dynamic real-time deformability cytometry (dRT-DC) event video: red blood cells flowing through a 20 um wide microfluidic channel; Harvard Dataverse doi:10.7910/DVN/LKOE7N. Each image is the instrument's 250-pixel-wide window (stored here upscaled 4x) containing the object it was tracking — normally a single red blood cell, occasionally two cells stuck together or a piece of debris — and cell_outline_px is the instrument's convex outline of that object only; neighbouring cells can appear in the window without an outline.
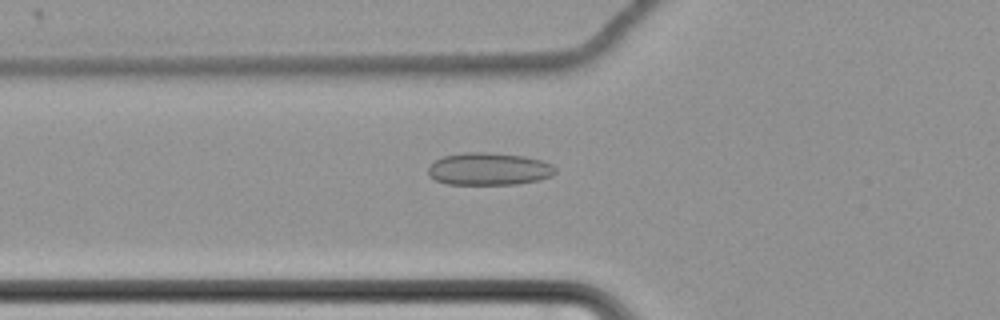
{"species": "common noctule bat (a hibernating species)", "species_latin": "Nyctalus noctula", "temperature_condition": "cold", "stored_images_in_passage": 61, "camera_frame_rate_fps": 3000, "um_per_image_px": 0.085, "animal": {"sex": "female", "body_mass_g": 22.7, "forearm_length_mm": 54.2}, "frame": {"image": 1, "passage_image": 23, "time_ms": 7.333, "image_size_px": [1000, 320], "cell_outline_px": [[556, 172], [552, 176], [540, 180], [516, 184], [448, 184], [436, 180], [428, 176], [428, 168], [436, 160], [444, 156], [464, 152], [488, 152], [524, 156], [540, 160], [552, 164], [556, 168]], "centroid_in_image_um": [41.58, 14.36], "position_along_channel_um": 84.2, "area_um2": 24.1}}
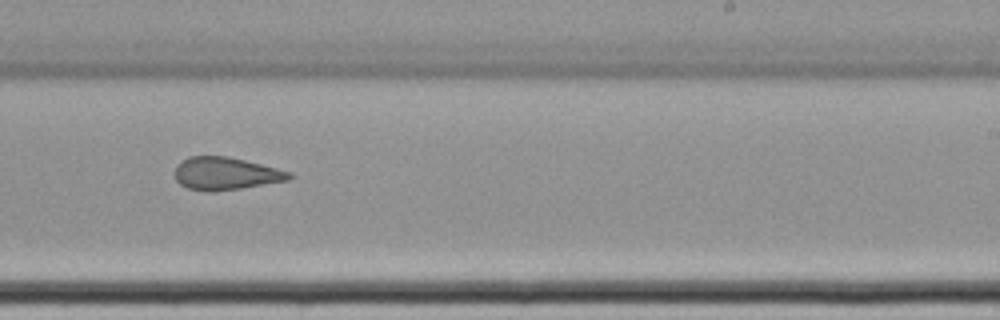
{"frame": {"image": 2, "passage_image": 39, "time_ms": 12.667, "image_size_px": [1000, 320], "cell_outline_px": [[292, 176], [288, 180], [216, 192], [208, 192], [188, 188], [180, 184], [176, 180], [176, 164], [188, 156], [228, 156], [292, 172]], "centroid_in_image_um": [19.15, 14.75], "position_along_channel_um": 269.8, "area_um2": 21.68}}
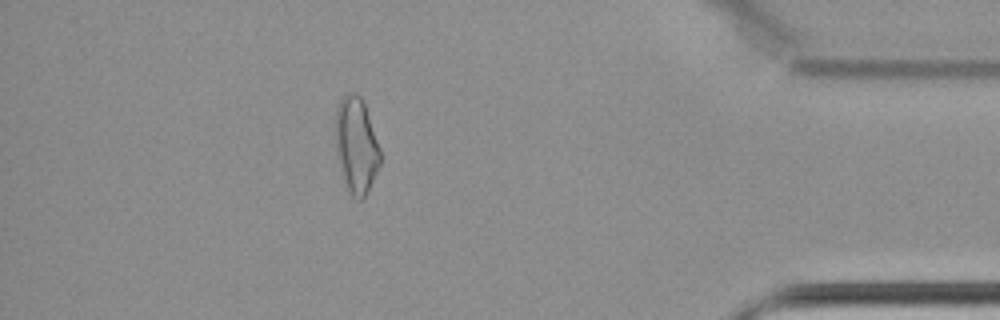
{"frame": {"image": 3, "passage_image": 54, "time_ms": 17.667, "image_size_px": [1000, 320], "cell_outline_px": [[380, 164], [364, 200], [360, 200], [352, 196], [344, 184], [340, 172], [336, 156], [336, 108], [340, 100], [348, 92], [356, 92], [364, 100], [380, 148]], "centroid_in_image_um": [30.28, 12.36], "position_along_channel_um": 404.9, "area_um2": 25.37}, "authors_computed_cell_mechanics": {"area_um2": 24.1026, "velocity_mm_per_s": 3.4814, "shape_relaxation_time_tau1_ms": null, "shape_relaxation_time_tau2_ms": 4.1458, "deformation_change_tau1": null, "deformation_change_tau2": 0.114}}